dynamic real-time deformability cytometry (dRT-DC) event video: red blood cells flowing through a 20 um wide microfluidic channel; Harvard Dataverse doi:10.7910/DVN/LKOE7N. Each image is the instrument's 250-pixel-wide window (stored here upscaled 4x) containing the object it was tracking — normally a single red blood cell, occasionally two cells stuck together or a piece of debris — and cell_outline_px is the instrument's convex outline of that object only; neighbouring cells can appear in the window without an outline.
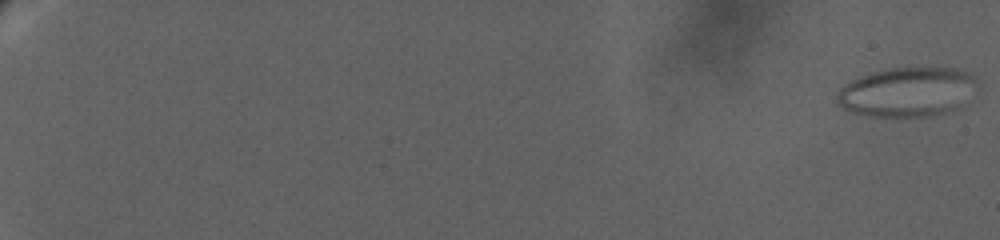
{"species": "human", "species_latin": "Homo sapiens", "temperature_condition": "warm", "stored_images_in_passage": 30, "camera_frame_rate_fps": 3000, "um_per_image_px": 0.085, "donor": {"sex": "female"}, "frame": {"image": 1, "passage_image": 1, "time_ms": 0.0, "image_size_px": [1000, 240], "cell_outline_px": [[980, 88], [956, 108], [944, 112], [928, 116], [872, 116], [852, 112], [836, 104], [836, 96], [840, 88], [852, 80], [876, 72], [892, 68], [952, 68], [964, 72], [972, 76]], "centroid_in_image_um": [77.12, 7.83], "position_along_channel_um": 7.9, "area_um2": 39.82}}
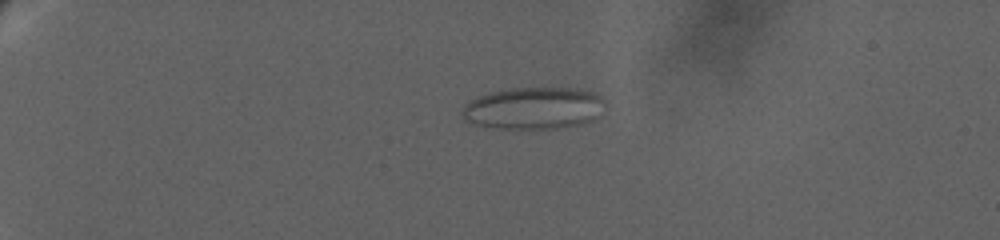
{"frame": {"image": 2, "passage_image": 20, "time_ms": 7.333, "image_size_px": [1000, 240], "cell_outline_px": [[604, 104], [600, 116], [592, 120], [580, 124], [556, 128], [500, 128], [480, 124], [468, 120], [464, 116], [464, 108], [472, 100], [480, 96], [492, 92], [512, 88], [568, 88], [592, 92], [600, 96], [604, 100]], "centroid_in_image_um": [45.45, 9.19], "position_along_channel_um": 39.5, "area_um2": 34.1}}